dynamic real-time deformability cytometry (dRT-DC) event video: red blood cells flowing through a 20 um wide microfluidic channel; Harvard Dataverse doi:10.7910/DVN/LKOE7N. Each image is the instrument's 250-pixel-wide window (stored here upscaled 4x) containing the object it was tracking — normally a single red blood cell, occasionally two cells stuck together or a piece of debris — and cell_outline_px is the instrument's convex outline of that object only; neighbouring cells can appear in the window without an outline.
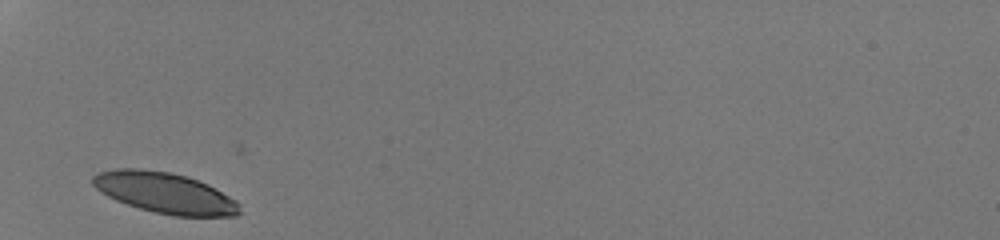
{"species": "human", "species_latin": "Homo sapiens", "temperature_condition": "room temperature", "stored_images_in_passage": 25, "camera_frame_rate_fps": 3000, "um_per_image_px": 0.085, "donor": {"sex": "male"}, "frame": {"image": 1, "passage_image": 1, "time_ms": 0.0, "image_size_px": [1000, 240], "cell_outline_px": [[240, 212], [236, 216], [172, 216], [140, 208], [116, 200], [100, 192], [92, 184], [92, 176], [100, 172], [116, 168], [140, 168], [168, 172], [184, 176], [208, 184], [236, 200], [240, 204]], "centroid_in_image_um": [14.01, 16.39], "position_along_channel_um": 71.0, "area_um2": 34.74}}
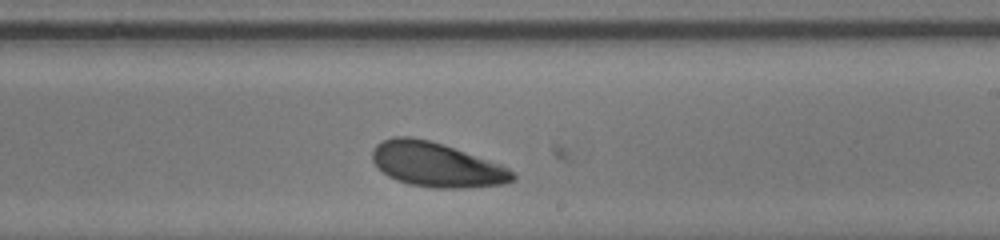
{"frame": {"image": 2, "passage_image": 15, "time_ms": 4.667, "image_size_px": [1000, 240], "cell_outline_px": [[516, 180], [504, 184], [464, 188], [436, 188], [412, 184], [396, 180], [388, 176], [372, 160], [372, 148], [376, 144], [392, 136], [412, 136], [428, 140], [500, 164], [508, 168], [516, 176]], "centroid_in_image_um": [37.08, 14.0], "position_along_channel_um": 251.9, "area_um2": 35.95}}
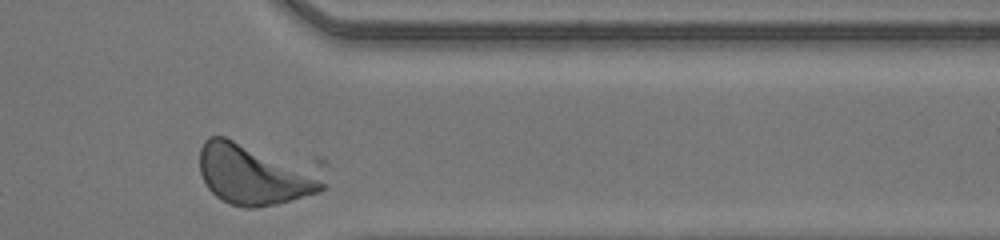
{"frame": {"image": 3, "passage_image": 25, "time_ms": 8.0, "image_size_px": [1000, 240], "cell_outline_px": [[328, 164], [324, 188], [320, 192], [276, 204], [256, 208], [244, 208], [228, 204], [216, 196], [208, 188], [200, 172], [200, 148], [204, 140], [208, 136], [224, 136], [316, 156], [324, 160]], "centroid_in_image_um": [21.97, 14.66], "position_along_channel_um": 389.4, "area_um2": 49.25}, "authors_computed_cell_mechanics": {"area_um2": 36.2406, "velocity_mm_per_s": 4.1439, "shape_relaxation_time_tau1_ms": 1.5684, "shape_relaxation_time_tau2_ms": 3.7319, "deformation_change_tau1": 0.0977, "deformation_change_tau2": 0.0999}}